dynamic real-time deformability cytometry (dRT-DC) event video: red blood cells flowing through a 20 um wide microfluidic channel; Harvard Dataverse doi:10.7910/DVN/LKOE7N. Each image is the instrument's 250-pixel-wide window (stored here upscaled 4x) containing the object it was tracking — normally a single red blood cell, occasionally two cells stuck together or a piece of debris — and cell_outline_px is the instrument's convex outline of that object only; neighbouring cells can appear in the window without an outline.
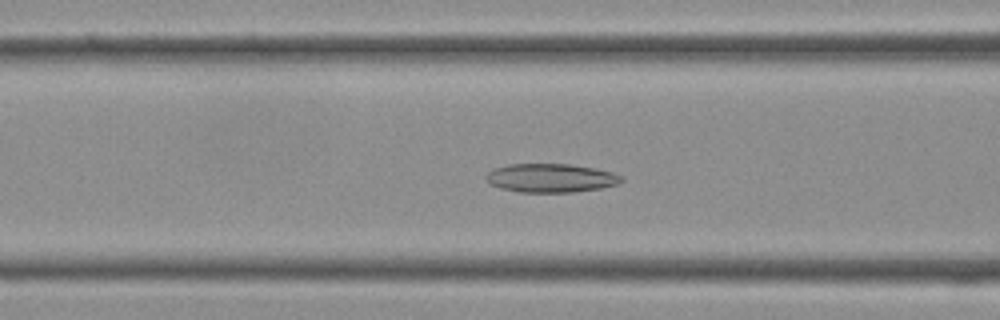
{"species": "Egyptian fruit bat (a non-hibernating species)", "species_latin": "Rousettus aegyptiacus", "temperature_condition": "cold", "stored_images_in_passage": 30, "camera_frame_rate_fps": 3000, "um_per_image_px": 0.085, "frame": {"image": 1, "passage_image": 6, "time_ms": 1.667, "image_size_px": [1000, 320], "cell_outline_px": [[624, 180], [616, 184], [600, 188], [572, 192], [520, 192], [500, 188], [492, 184], [484, 176], [488, 172], [496, 168], [508, 164], [568, 164], [592, 168], [612, 172], [624, 176]], "centroid_in_image_um": [46.83, 15.13], "position_along_channel_um": 119.8, "area_um2": 22.43}}
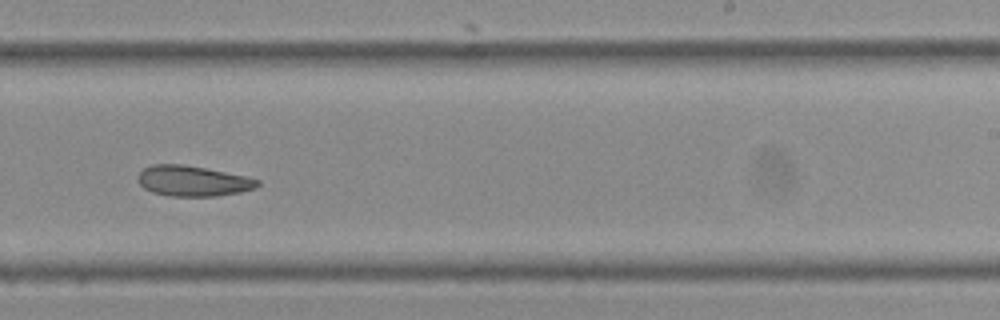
{"frame": {"image": 2, "passage_image": 15, "time_ms": 4.667, "image_size_px": [1000, 320], "cell_outline_px": [[260, 184], [256, 188], [240, 192], [216, 196], [168, 196], [152, 192], [144, 188], [136, 180], [136, 176], [144, 168], [152, 164], [184, 164], [244, 176], [260, 180]], "centroid_in_image_um": [16.35, 15.38], "position_along_channel_um": 272.6, "area_um2": 21.27}}
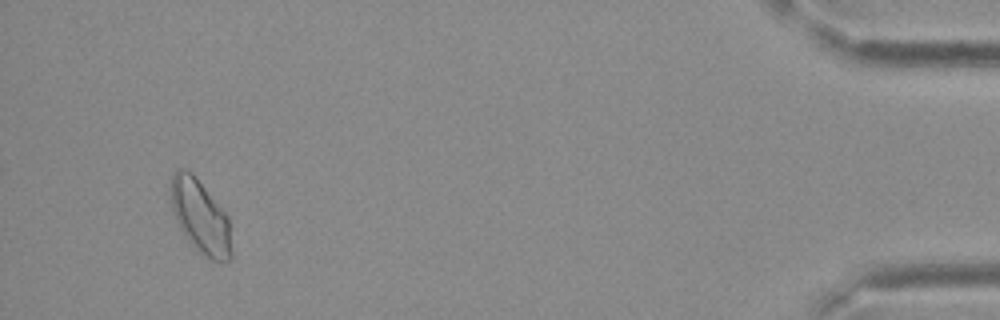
{"frame": {"image": 3, "passage_image": 28, "time_ms": 9.0, "image_size_px": [1000, 320], "cell_outline_px": [[232, 256], [228, 260], [212, 260], [196, 252], [180, 228], [172, 212], [172, 176], [176, 168], [184, 168], [192, 172], [228, 216], [232, 252]], "centroid_in_image_um": [17.03, 18.43], "position_along_channel_um": 418.2, "area_um2": 25.84}}